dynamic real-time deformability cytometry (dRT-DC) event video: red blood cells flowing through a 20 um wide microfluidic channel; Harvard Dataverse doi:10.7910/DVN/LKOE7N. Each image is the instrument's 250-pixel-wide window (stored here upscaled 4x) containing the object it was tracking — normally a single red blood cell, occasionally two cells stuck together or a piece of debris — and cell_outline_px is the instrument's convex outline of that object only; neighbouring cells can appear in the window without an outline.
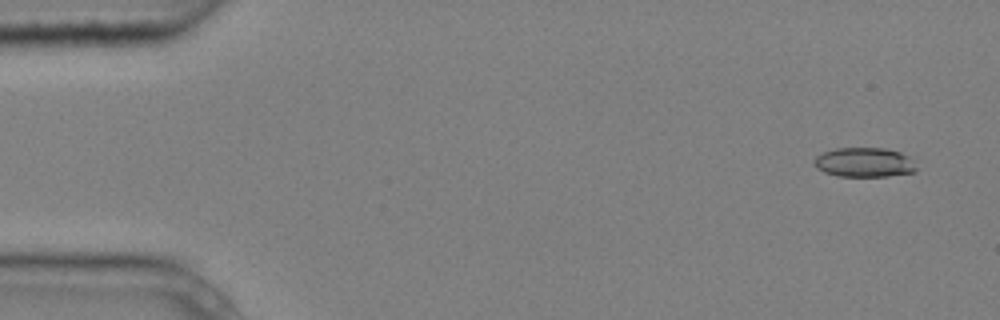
{"species": "common noctule bat (a hibernating species)", "species_latin": "Nyctalus noctula", "temperature_condition": "cold", "stored_images_in_passage": 6, "camera_frame_rate_fps": 3000, "um_per_image_px": 0.085, "animal": {"sex": "male", "body_mass_g": 20.4}, "frame": {"image": 1, "passage_image": 1, "time_ms": 0.0, "image_size_px": [1000, 320], "cell_outline_px": [[916, 172], [888, 176], [836, 176], [824, 172], [816, 168], [812, 164], [816, 156], [824, 152], [836, 148], [884, 148], [900, 152], [908, 156], [912, 160], [916, 168]], "centroid_in_image_um": [73.44, 13.8], "position_along_channel_um": 11.6, "area_um2": 17.63}}
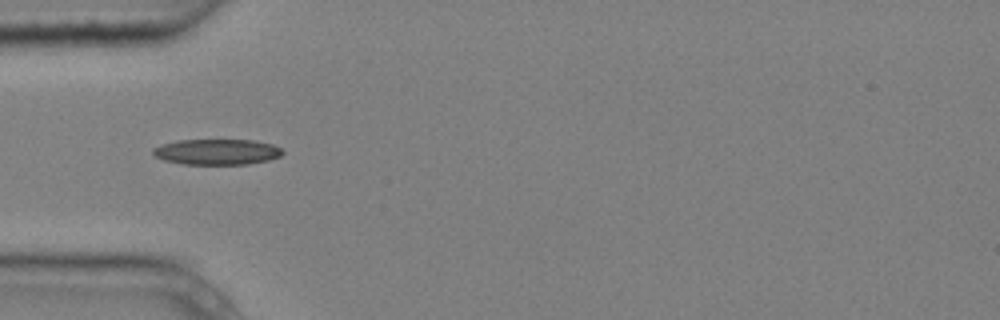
{"frame": {"image": 2, "passage_image": 5, "time_ms": 1.333, "image_size_px": [1000, 320], "cell_outline_px": [[284, 152], [280, 156], [268, 160], [248, 164], [184, 164], [164, 160], [156, 156], [152, 152], [152, 148], [160, 144], [176, 140], [256, 140], [272, 144], [280, 148]], "centroid_in_image_um": [18.42, 12.9], "position_along_channel_um": 66.6, "area_um2": 19.42}}
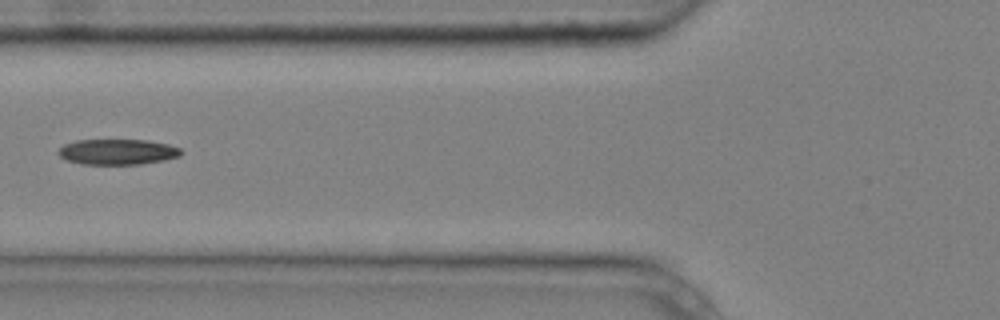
{"frame": {"image": 3, "passage_image": 6, "time_ms": 1.667, "image_size_px": [1000, 320], "cell_outline_px": [[184, 152], [180, 156], [164, 160], [140, 164], [80, 164], [68, 160], [60, 156], [56, 152], [64, 144], [76, 140], [148, 140], [168, 144], [180, 148]], "centroid_in_image_um": [10.0, 12.9], "position_along_channel_um": 115.8, "area_um2": 18.32}}